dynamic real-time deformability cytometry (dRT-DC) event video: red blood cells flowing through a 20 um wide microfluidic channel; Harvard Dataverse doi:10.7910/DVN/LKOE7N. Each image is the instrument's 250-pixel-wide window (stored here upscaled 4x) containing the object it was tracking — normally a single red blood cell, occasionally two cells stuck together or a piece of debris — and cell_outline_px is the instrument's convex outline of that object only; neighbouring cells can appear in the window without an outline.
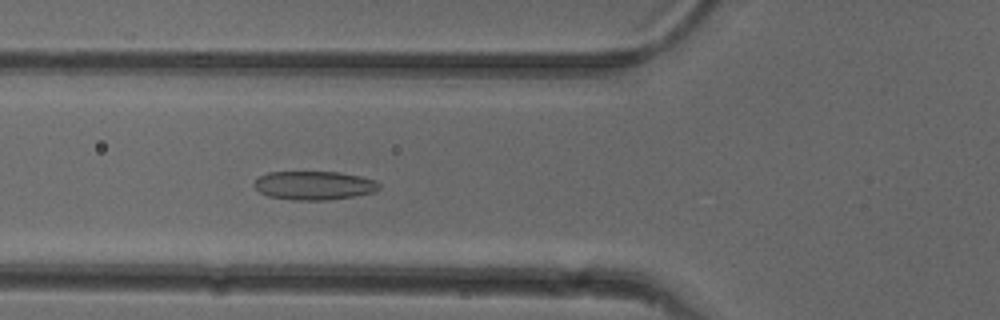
{"species": "common noctule bat (a hibernating species)", "species_latin": "Nyctalus noctula", "temperature_condition": "cold", "stored_images_in_passage": 39, "camera_frame_rate_fps": 3000, "um_per_image_px": 0.085, "animal": {"sex": "female"}, "frame": {"image": 1, "passage_image": 6, "time_ms": 1.667, "image_size_px": [1000, 320], "cell_outline_px": [[380, 188], [376, 192], [328, 200], [292, 200], [268, 196], [260, 192], [252, 184], [260, 176], [268, 172], [340, 172], [360, 176], [376, 180], [380, 184]], "centroid_in_image_um": [26.71, 15.76], "position_along_channel_um": 99.1, "area_um2": 20.98}}
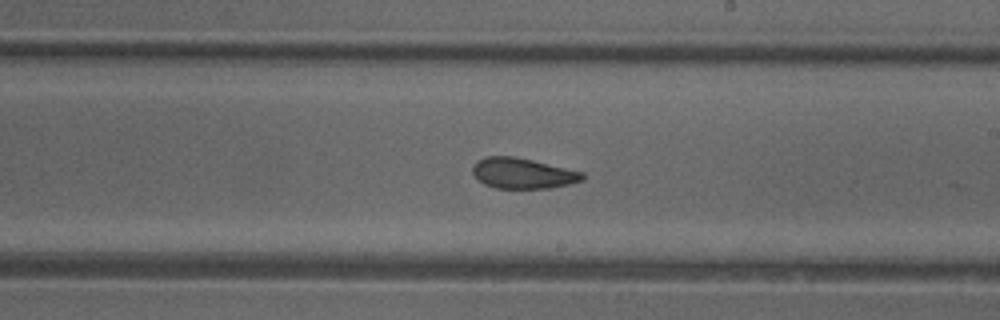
{"frame": {"image": 2, "passage_image": 17, "time_ms": 5.333, "image_size_px": [1000, 320], "cell_outline_px": [[584, 180], [568, 184], [548, 188], [496, 188], [484, 184], [472, 172], [472, 164], [476, 160], [484, 156], [512, 156], [532, 160], [584, 172]], "centroid_in_image_um": [44.41, 14.72], "position_along_channel_um": 244.6, "area_um2": 19.54}}
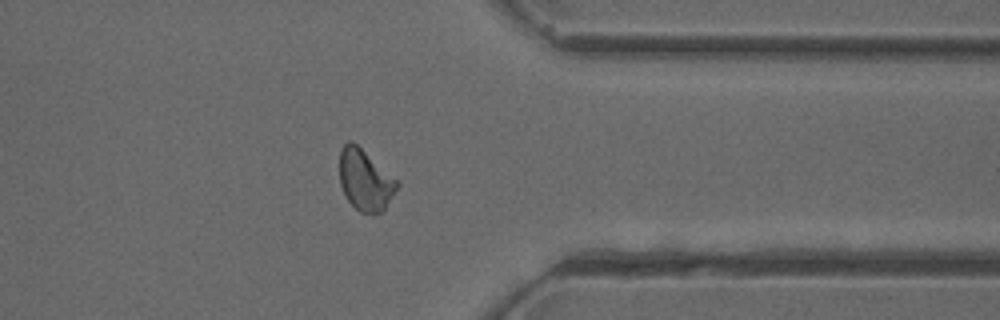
{"frame": {"image": 3, "passage_image": 28, "time_ms": 9.0, "image_size_px": [1000, 320], "cell_outline_px": [[400, 184], [384, 208], [380, 212], [372, 216], [360, 212], [348, 200], [340, 184], [340, 148], [348, 140], [352, 140], [396, 180]], "centroid_in_image_um": [31.01, 15.31], "position_along_channel_um": 380.4, "area_um2": 20.11}, "authors_computed_cell_mechanics": {"area_um2": 20.3456, "velocity_mm_per_s": 3.9555, "shape_relaxation_time_tau1_ms": 11.1602, "shape_relaxation_time_tau2_ms": 1.684, "deformation_change_tau1": 0.1983, "deformation_change_tau2": 0.071}}